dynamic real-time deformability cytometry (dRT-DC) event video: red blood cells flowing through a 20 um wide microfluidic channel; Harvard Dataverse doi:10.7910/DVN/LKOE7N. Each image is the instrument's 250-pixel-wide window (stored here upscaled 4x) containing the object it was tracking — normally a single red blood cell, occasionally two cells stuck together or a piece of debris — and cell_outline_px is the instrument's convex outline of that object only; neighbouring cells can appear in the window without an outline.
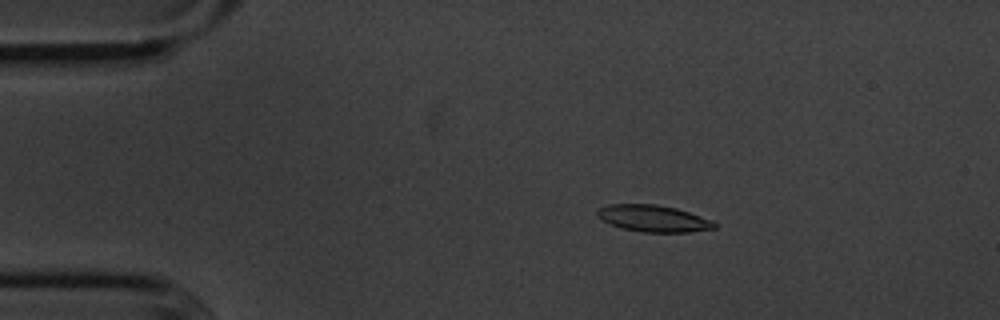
{"species": "common noctule bat (a hibernating species)", "species_latin": "Nyctalus noctula", "temperature_condition": "cold", "stored_images_in_passage": 50, "camera_frame_rate_fps": 3000, "um_per_image_px": 0.085, "animal": {"sex": "male", "body_mass_g": 20.1, "forearm_length_mm": 53.5}, "frame": {"image": 1, "passage_image": 5, "time_ms": 1.333, "image_size_px": [1000, 320], "cell_outline_px": [[716, 228], [688, 232], [640, 232], [624, 228], [612, 224], [596, 216], [596, 208], [608, 204], [656, 204], [676, 208], [712, 220], [716, 224]], "centroid_in_image_um": [55.51, 18.56], "position_along_channel_um": 29.5, "area_um2": 18.15}}
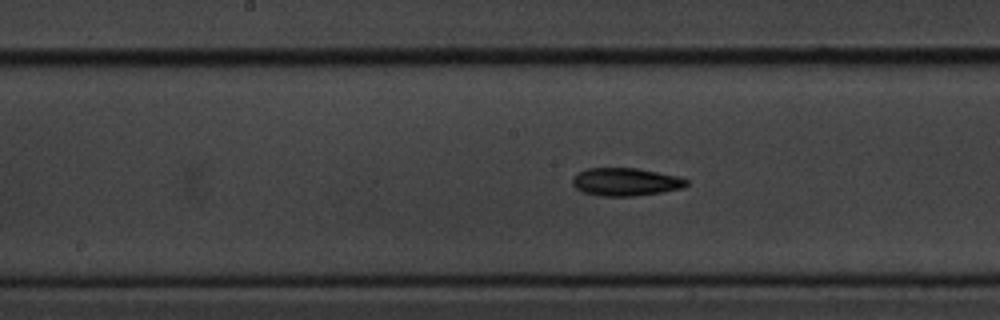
{"frame": {"image": 2, "passage_image": 23, "time_ms": 7.333, "image_size_px": [1000, 320], "cell_outline_px": [[688, 184], [680, 188], [660, 192], [632, 196], [600, 196], [580, 192], [572, 184], [572, 176], [576, 172], [588, 168], [636, 168], [676, 176], [688, 180]], "centroid_in_image_um": [53.08, 15.46], "position_along_channel_um": 195.1, "area_um2": 18.5}}
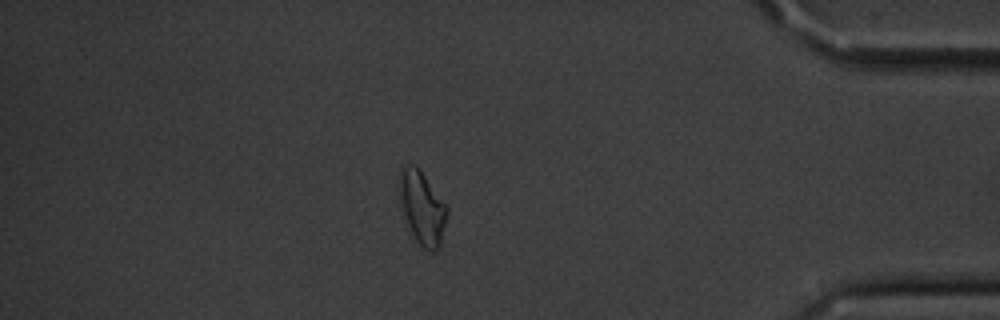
{"frame": {"image": 3, "passage_image": 43, "time_ms": 14.0, "image_size_px": [1000, 320], "cell_outline_px": [[448, 212], [440, 248], [432, 252], [428, 252], [408, 236], [396, 184], [396, 176], [400, 164], [412, 164], [420, 168], [448, 208]], "centroid_in_image_um": [35.8, 17.65], "position_along_channel_um": 399.4, "area_um2": 21.73}, "authors_computed_cell_mechanics": {"area_um2": 18.496, "velocity_mm_per_s": 3.6149, "shape_relaxation_time_tau1_ms": 7.4211, "shape_relaxation_time_tau2_ms": 8.6358, "deformation_change_tau1": 0.1757, "deformation_change_tau2": 0.1796}}